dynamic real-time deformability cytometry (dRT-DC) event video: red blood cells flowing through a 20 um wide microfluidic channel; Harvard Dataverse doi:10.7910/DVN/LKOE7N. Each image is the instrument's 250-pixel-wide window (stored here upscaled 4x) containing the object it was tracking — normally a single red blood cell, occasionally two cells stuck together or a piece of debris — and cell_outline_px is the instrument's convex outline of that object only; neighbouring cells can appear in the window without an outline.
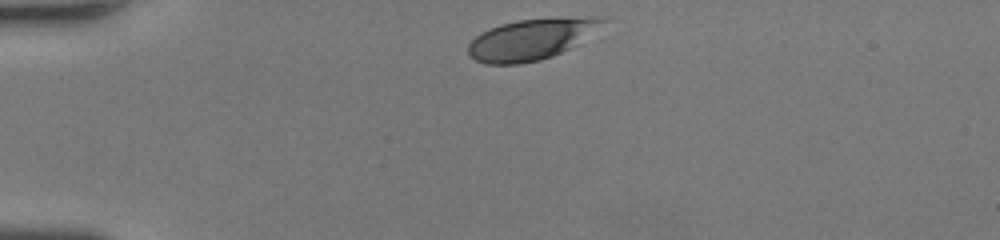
{"species": "human", "species_latin": "Homo sapiens", "temperature_condition": "room temperature", "stored_images_in_passage": 30, "camera_frame_rate_fps": 3000, "um_per_image_px": 0.085, "donor": {"sex": "female"}, "frame": {"image": 1, "passage_image": 1, "time_ms": 0.0, "image_size_px": [1000, 240], "cell_outline_px": [[608, 20], [568, 48], [552, 56], [540, 60], [516, 64], [484, 64], [476, 60], [468, 52], [468, 44], [480, 32], [500, 24], [520, 20], [588, 16], [608, 16]], "centroid_in_image_um": [45.12, 3.32], "position_along_channel_um": 39.9, "area_um2": 31.56}}
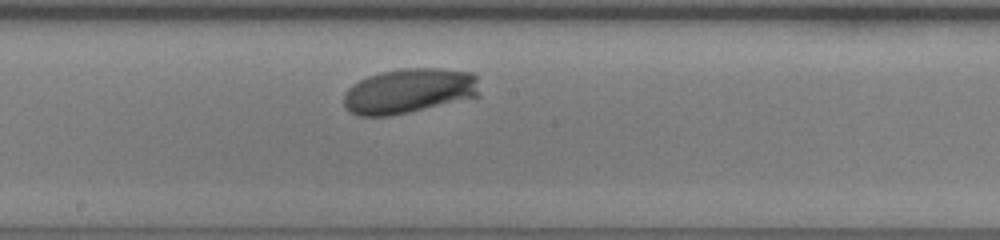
{"frame": {"image": 2, "passage_image": 17, "time_ms": 5.333, "image_size_px": [1000, 240], "cell_outline_px": [[480, 96], [408, 112], [388, 116], [356, 116], [348, 112], [344, 108], [344, 92], [352, 84], [368, 76], [380, 72], [404, 68], [440, 68], [472, 72], [476, 76]], "centroid_in_image_um": [34.73, 7.73], "position_along_channel_um": 213.5, "area_um2": 35.78}}
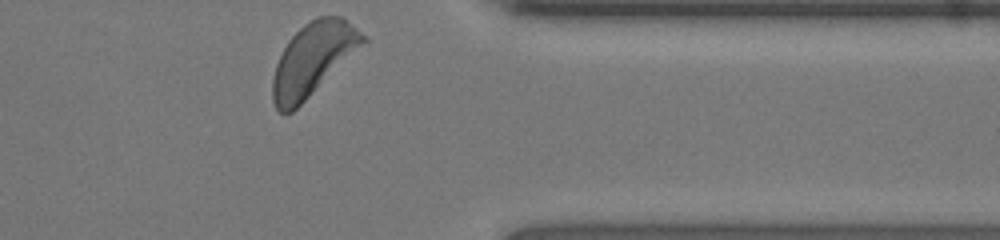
{"frame": {"image": 3, "passage_image": 30, "time_ms": 9.667, "image_size_px": [1000, 240], "cell_outline_px": [[368, 44], [292, 112], [280, 112], [276, 108], [272, 100], [272, 80], [276, 64], [288, 40], [304, 24], [316, 16], [340, 16], [368, 36]], "centroid_in_image_um": [26.67, 5.02], "position_along_channel_um": 384.7, "area_um2": 38.67}, "authors_computed_cell_mechanics": {"area_um2": 35.2291, "velocity_mm_per_s": 4.1402, "shape_relaxation_time_tau1_ms": 1.3185, "shape_relaxation_time_tau2_ms": null, "deformation_change_tau1": 0.1038, "deformation_change_tau2": null}}